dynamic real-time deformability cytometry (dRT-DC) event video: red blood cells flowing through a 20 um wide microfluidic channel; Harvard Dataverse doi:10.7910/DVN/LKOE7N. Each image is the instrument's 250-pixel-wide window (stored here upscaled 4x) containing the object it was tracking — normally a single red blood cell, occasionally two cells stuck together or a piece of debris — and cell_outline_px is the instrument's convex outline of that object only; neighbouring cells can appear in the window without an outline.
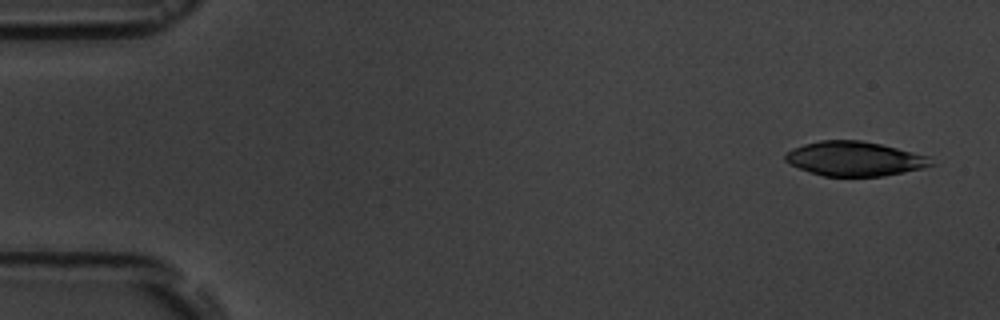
{"species": "common noctule bat (a hibernating species)", "species_latin": "Nyctalus noctula", "temperature_condition": "room temperature", "stored_images_in_passage": 8, "camera_frame_rate_fps": 3000, "um_per_image_px": 0.085, "animal": {"sex": "male", "body_mass_g": 19.5, "forearm_length_mm": 54.6}, "frame": {"image": 1, "passage_image": 1, "time_ms": 0.0, "image_size_px": [1000, 320], "cell_outline_px": [[936, 164], [924, 168], [884, 176], [824, 176], [788, 164], [784, 160], [784, 156], [792, 148], [804, 144], [820, 140], [860, 140], [880, 144], [932, 156]], "centroid_in_image_um": [72.69, 13.49], "position_along_channel_um": 12.3, "area_um2": 29.48}}